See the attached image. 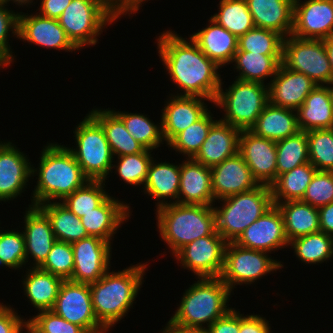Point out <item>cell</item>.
<instances>
[{
  "label": "cell",
  "instance_id": "6da1fadb",
  "mask_svg": "<svg viewBox=\"0 0 333 333\" xmlns=\"http://www.w3.org/2000/svg\"><path fill=\"white\" fill-rule=\"evenodd\" d=\"M166 30L157 38L159 57L170 79L183 92L179 96L201 97L214 103L221 86L219 66L190 38Z\"/></svg>",
  "mask_w": 333,
  "mask_h": 333
},
{
  "label": "cell",
  "instance_id": "7a4b0ae2",
  "mask_svg": "<svg viewBox=\"0 0 333 333\" xmlns=\"http://www.w3.org/2000/svg\"><path fill=\"white\" fill-rule=\"evenodd\" d=\"M40 155L38 168L32 165L31 175H37L38 180L29 206H38L50 200L54 202L55 199L61 202L89 181L73 153L65 145L48 143Z\"/></svg>",
  "mask_w": 333,
  "mask_h": 333
},
{
  "label": "cell",
  "instance_id": "3957f363",
  "mask_svg": "<svg viewBox=\"0 0 333 333\" xmlns=\"http://www.w3.org/2000/svg\"><path fill=\"white\" fill-rule=\"evenodd\" d=\"M146 266L147 262L118 272L108 270L98 281L89 284L95 316L105 329H111L133 307Z\"/></svg>",
  "mask_w": 333,
  "mask_h": 333
},
{
  "label": "cell",
  "instance_id": "277c9868",
  "mask_svg": "<svg viewBox=\"0 0 333 333\" xmlns=\"http://www.w3.org/2000/svg\"><path fill=\"white\" fill-rule=\"evenodd\" d=\"M197 279L199 280L190 285L182 295L180 306L178 305L174 315L167 322L169 326L208 328L232 309L228 307L231 290L220 277Z\"/></svg>",
  "mask_w": 333,
  "mask_h": 333
},
{
  "label": "cell",
  "instance_id": "5b68a950",
  "mask_svg": "<svg viewBox=\"0 0 333 333\" xmlns=\"http://www.w3.org/2000/svg\"><path fill=\"white\" fill-rule=\"evenodd\" d=\"M155 211L160 237L173 256L185 245L215 231L212 206L169 203Z\"/></svg>",
  "mask_w": 333,
  "mask_h": 333
},
{
  "label": "cell",
  "instance_id": "8992f818",
  "mask_svg": "<svg viewBox=\"0 0 333 333\" xmlns=\"http://www.w3.org/2000/svg\"><path fill=\"white\" fill-rule=\"evenodd\" d=\"M220 201L222 207L212 206L215 230L227 243L235 242L250 224L274 205L270 186L262 184Z\"/></svg>",
  "mask_w": 333,
  "mask_h": 333
},
{
  "label": "cell",
  "instance_id": "52a82bcc",
  "mask_svg": "<svg viewBox=\"0 0 333 333\" xmlns=\"http://www.w3.org/2000/svg\"><path fill=\"white\" fill-rule=\"evenodd\" d=\"M221 86L214 100L225 115L220 120L239 130H250L269 103L268 85L235 79L226 91Z\"/></svg>",
  "mask_w": 333,
  "mask_h": 333
},
{
  "label": "cell",
  "instance_id": "ba28073f",
  "mask_svg": "<svg viewBox=\"0 0 333 333\" xmlns=\"http://www.w3.org/2000/svg\"><path fill=\"white\" fill-rule=\"evenodd\" d=\"M121 15L105 0H72L58 18L67 37L80 50L96 45L106 25Z\"/></svg>",
  "mask_w": 333,
  "mask_h": 333
},
{
  "label": "cell",
  "instance_id": "9c48e42d",
  "mask_svg": "<svg viewBox=\"0 0 333 333\" xmlns=\"http://www.w3.org/2000/svg\"><path fill=\"white\" fill-rule=\"evenodd\" d=\"M73 132L76 147H70L69 150L81 166L83 174L89 180L106 181L110 172H113L112 163L115 159L102 126L87 114Z\"/></svg>",
  "mask_w": 333,
  "mask_h": 333
},
{
  "label": "cell",
  "instance_id": "30bf717a",
  "mask_svg": "<svg viewBox=\"0 0 333 333\" xmlns=\"http://www.w3.org/2000/svg\"><path fill=\"white\" fill-rule=\"evenodd\" d=\"M281 65L303 73L316 85H329L333 72L321 39H302L290 34L284 38Z\"/></svg>",
  "mask_w": 333,
  "mask_h": 333
},
{
  "label": "cell",
  "instance_id": "8fae6325",
  "mask_svg": "<svg viewBox=\"0 0 333 333\" xmlns=\"http://www.w3.org/2000/svg\"><path fill=\"white\" fill-rule=\"evenodd\" d=\"M283 267L281 261L271 258L268 252L243 248L230 242L225 247L224 266L220 279L232 292L236 284L251 285L267 273L270 274Z\"/></svg>",
  "mask_w": 333,
  "mask_h": 333
},
{
  "label": "cell",
  "instance_id": "7c38bea8",
  "mask_svg": "<svg viewBox=\"0 0 333 333\" xmlns=\"http://www.w3.org/2000/svg\"><path fill=\"white\" fill-rule=\"evenodd\" d=\"M226 244L225 239L215 230L211 235L185 245L174 256L182 268L191 270L198 278L220 277Z\"/></svg>",
  "mask_w": 333,
  "mask_h": 333
},
{
  "label": "cell",
  "instance_id": "4fadbf2b",
  "mask_svg": "<svg viewBox=\"0 0 333 333\" xmlns=\"http://www.w3.org/2000/svg\"><path fill=\"white\" fill-rule=\"evenodd\" d=\"M51 310L66 321L82 327L87 333L105 330L95 316L87 283L64 280Z\"/></svg>",
  "mask_w": 333,
  "mask_h": 333
},
{
  "label": "cell",
  "instance_id": "5bb4252c",
  "mask_svg": "<svg viewBox=\"0 0 333 333\" xmlns=\"http://www.w3.org/2000/svg\"><path fill=\"white\" fill-rule=\"evenodd\" d=\"M111 249L110 242L94 236L72 243L74 269L69 280L87 284L98 281L111 267Z\"/></svg>",
  "mask_w": 333,
  "mask_h": 333
},
{
  "label": "cell",
  "instance_id": "9a60e30c",
  "mask_svg": "<svg viewBox=\"0 0 333 333\" xmlns=\"http://www.w3.org/2000/svg\"><path fill=\"white\" fill-rule=\"evenodd\" d=\"M238 153L258 184L270 186L277 178L276 141L241 130Z\"/></svg>",
  "mask_w": 333,
  "mask_h": 333
},
{
  "label": "cell",
  "instance_id": "2e32d148",
  "mask_svg": "<svg viewBox=\"0 0 333 333\" xmlns=\"http://www.w3.org/2000/svg\"><path fill=\"white\" fill-rule=\"evenodd\" d=\"M235 244L268 253L289 246L284 230V220L277 205H273L260 218L250 224Z\"/></svg>",
  "mask_w": 333,
  "mask_h": 333
},
{
  "label": "cell",
  "instance_id": "e0dca14e",
  "mask_svg": "<svg viewBox=\"0 0 333 333\" xmlns=\"http://www.w3.org/2000/svg\"><path fill=\"white\" fill-rule=\"evenodd\" d=\"M291 34L302 39L330 37L333 34V0H294Z\"/></svg>",
  "mask_w": 333,
  "mask_h": 333
},
{
  "label": "cell",
  "instance_id": "ac0fdd59",
  "mask_svg": "<svg viewBox=\"0 0 333 333\" xmlns=\"http://www.w3.org/2000/svg\"><path fill=\"white\" fill-rule=\"evenodd\" d=\"M15 144L0 141V201H11L27 188L32 165Z\"/></svg>",
  "mask_w": 333,
  "mask_h": 333
},
{
  "label": "cell",
  "instance_id": "d6986e66",
  "mask_svg": "<svg viewBox=\"0 0 333 333\" xmlns=\"http://www.w3.org/2000/svg\"><path fill=\"white\" fill-rule=\"evenodd\" d=\"M18 39L58 51H79L67 37L58 19L41 16L38 12L34 15L19 12Z\"/></svg>",
  "mask_w": 333,
  "mask_h": 333
},
{
  "label": "cell",
  "instance_id": "ffe728a7",
  "mask_svg": "<svg viewBox=\"0 0 333 333\" xmlns=\"http://www.w3.org/2000/svg\"><path fill=\"white\" fill-rule=\"evenodd\" d=\"M268 84L269 103L297 111L308 94L317 86L303 73L279 66L275 76Z\"/></svg>",
  "mask_w": 333,
  "mask_h": 333
},
{
  "label": "cell",
  "instance_id": "44dd1931",
  "mask_svg": "<svg viewBox=\"0 0 333 333\" xmlns=\"http://www.w3.org/2000/svg\"><path fill=\"white\" fill-rule=\"evenodd\" d=\"M212 192L221 200L254 189L259 184L239 153L211 168Z\"/></svg>",
  "mask_w": 333,
  "mask_h": 333
},
{
  "label": "cell",
  "instance_id": "7402d4cb",
  "mask_svg": "<svg viewBox=\"0 0 333 333\" xmlns=\"http://www.w3.org/2000/svg\"><path fill=\"white\" fill-rule=\"evenodd\" d=\"M205 100L209 101L201 97L171 94L161 116L162 134L166 144L208 111Z\"/></svg>",
  "mask_w": 333,
  "mask_h": 333
},
{
  "label": "cell",
  "instance_id": "603a6c76",
  "mask_svg": "<svg viewBox=\"0 0 333 333\" xmlns=\"http://www.w3.org/2000/svg\"><path fill=\"white\" fill-rule=\"evenodd\" d=\"M23 218L26 263L32 257L31 267H40L56 242V237L49 218L38 206H29Z\"/></svg>",
  "mask_w": 333,
  "mask_h": 333
},
{
  "label": "cell",
  "instance_id": "cb8c5ba5",
  "mask_svg": "<svg viewBox=\"0 0 333 333\" xmlns=\"http://www.w3.org/2000/svg\"><path fill=\"white\" fill-rule=\"evenodd\" d=\"M214 202L211 168L194 158H186L180 164L178 203L214 206Z\"/></svg>",
  "mask_w": 333,
  "mask_h": 333
},
{
  "label": "cell",
  "instance_id": "d4e9b609",
  "mask_svg": "<svg viewBox=\"0 0 333 333\" xmlns=\"http://www.w3.org/2000/svg\"><path fill=\"white\" fill-rule=\"evenodd\" d=\"M130 209L129 204L109 195L98 207L81 217L82 225L89 236L111 243L113 234L131 216Z\"/></svg>",
  "mask_w": 333,
  "mask_h": 333
},
{
  "label": "cell",
  "instance_id": "484cf974",
  "mask_svg": "<svg viewBox=\"0 0 333 333\" xmlns=\"http://www.w3.org/2000/svg\"><path fill=\"white\" fill-rule=\"evenodd\" d=\"M241 130L220 119L211 127L194 159L212 168L238 153Z\"/></svg>",
  "mask_w": 333,
  "mask_h": 333
},
{
  "label": "cell",
  "instance_id": "4316f807",
  "mask_svg": "<svg viewBox=\"0 0 333 333\" xmlns=\"http://www.w3.org/2000/svg\"><path fill=\"white\" fill-rule=\"evenodd\" d=\"M209 25L190 35L198 48L219 67L232 63L238 50V38L214 21L211 17Z\"/></svg>",
  "mask_w": 333,
  "mask_h": 333
},
{
  "label": "cell",
  "instance_id": "83f0119b",
  "mask_svg": "<svg viewBox=\"0 0 333 333\" xmlns=\"http://www.w3.org/2000/svg\"><path fill=\"white\" fill-rule=\"evenodd\" d=\"M255 27L269 29L284 38L293 30L294 0H245Z\"/></svg>",
  "mask_w": 333,
  "mask_h": 333
},
{
  "label": "cell",
  "instance_id": "f1b7e54d",
  "mask_svg": "<svg viewBox=\"0 0 333 333\" xmlns=\"http://www.w3.org/2000/svg\"><path fill=\"white\" fill-rule=\"evenodd\" d=\"M300 131L333 128V101L329 85H317L297 110Z\"/></svg>",
  "mask_w": 333,
  "mask_h": 333
},
{
  "label": "cell",
  "instance_id": "f546056e",
  "mask_svg": "<svg viewBox=\"0 0 333 333\" xmlns=\"http://www.w3.org/2000/svg\"><path fill=\"white\" fill-rule=\"evenodd\" d=\"M179 187L180 163L175 165L166 161L160 163L151 161L142 189L144 194H148L157 201L156 209L169 203H178ZM168 199L172 202L171 200L168 202Z\"/></svg>",
  "mask_w": 333,
  "mask_h": 333
},
{
  "label": "cell",
  "instance_id": "4dcf8cb0",
  "mask_svg": "<svg viewBox=\"0 0 333 333\" xmlns=\"http://www.w3.org/2000/svg\"><path fill=\"white\" fill-rule=\"evenodd\" d=\"M250 131L256 136L273 141L294 136L300 131L297 111L268 103Z\"/></svg>",
  "mask_w": 333,
  "mask_h": 333
},
{
  "label": "cell",
  "instance_id": "1f68e13d",
  "mask_svg": "<svg viewBox=\"0 0 333 333\" xmlns=\"http://www.w3.org/2000/svg\"><path fill=\"white\" fill-rule=\"evenodd\" d=\"M27 270L25 279L21 281L24 295L38 311L51 310L64 280L39 267H30Z\"/></svg>",
  "mask_w": 333,
  "mask_h": 333
},
{
  "label": "cell",
  "instance_id": "d6a6232c",
  "mask_svg": "<svg viewBox=\"0 0 333 333\" xmlns=\"http://www.w3.org/2000/svg\"><path fill=\"white\" fill-rule=\"evenodd\" d=\"M89 114L102 126L114 156L141 153L145 148L127 131L123 121L110 109H92Z\"/></svg>",
  "mask_w": 333,
  "mask_h": 333
},
{
  "label": "cell",
  "instance_id": "836d02e7",
  "mask_svg": "<svg viewBox=\"0 0 333 333\" xmlns=\"http://www.w3.org/2000/svg\"><path fill=\"white\" fill-rule=\"evenodd\" d=\"M284 220V230L290 242L297 237L320 231L319 210L301 200L274 203Z\"/></svg>",
  "mask_w": 333,
  "mask_h": 333
},
{
  "label": "cell",
  "instance_id": "e575fe53",
  "mask_svg": "<svg viewBox=\"0 0 333 333\" xmlns=\"http://www.w3.org/2000/svg\"><path fill=\"white\" fill-rule=\"evenodd\" d=\"M281 59L282 55H263L237 50L232 61L235 63L234 69L239 72L236 79L264 84L265 79L275 76Z\"/></svg>",
  "mask_w": 333,
  "mask_h": 333
},
{
  "label": "cell",
  "instance_id": "d590c367",
  "mask_svg": "<svg viewBox=\"0 0 333 333\" xmlns=\"http://www.w3.org/2000/svg\"><path fill=\"white\" fill-rule=\"evenodd\" d=\"M50 220L57 241L74 243L88 237L81 218L77 217L61 202H47L38 205Z\"/></svg>",
  "mask_w": 333,
  "mask_h": 333
},
{
  "label": "cell",
  "instance_id": "8d00e7d4",
  "mask_svg": "<svg viewBox=\"0 0 333 333\" xmlns=\"http://www.w3.org/2000/svg\"><path fill=\"white\" fill-rule=\"evenodd\" d=\"M316 171L309 162L277 176L270 185L273 203L302 200Z\"/></svg>",
  "mask_w": 333,
  "mask_h": 333
},
{
  "label": "cell",
  "instance_id": "74e56055",
  "mask_svg": "<svg viewBox=\"0 0 333 333\" xmlns=\"http://www.w3.org/2000/svg\"><path fill=\"white\" fill-rule=\"evenodd\" d=\"M289 245L299 261L305 264H321L333 256V236L322 231L297 237Z\"/></svg>",
  "mask_w": 333,
  "mask_h": 333
},
{
  "label": "cell",
  "instance_id": "f35d334b",
  "mask_svg": "<svg viewBox=\"0 0 333 333\" xmlns=\"http://www.w3.org/2000/svg\"><path fill=\"white\" fill-rule=\"evenodd\" d=\"M219 12L211 18L237 38L255 27L245 0H220Z\"/></svg>",
  "mask_w": 333,
  "mask_h": 333
},
{
  "label": "cell",
  "instance_id": "ab89813d",
  "mask_svg": "<svg viewBox=\"0 0 333 333\" xmlns=\"http://www.w3.org/2000/svg\"><path fill=\"white\" fill-rule=\"evenodd\" d=\"M124 123L127 131L145 149L153 151L164 144L162 125L154 124L145 114L112 110Z\"/></svg>",
  "mask_w": 333,
  "mask_h": 333
},
{
  "label": "cell",
  "instance_id": "60d3db41",
  "mask_svg": "<svg viewBox=\"0 0 333 333\" xmlns=\"http://www.w3.org/2000/svg\"><path fill=\"white\" fill-rule=\"evenodd\" d=\"M211 111H207L200 119L178 133L168 144L175 152L183 153L186 158H194L200 151L211 127L218 121L213 120Z\"/></svg>",
  "mask_w": 333,
  "mask_h": 333
},
{
  "label": "cell",
  "instance_id": "b9f144b4",
  "mask_svg": "<svg viewBox=\"0 0 333 333\" xmlns=\"http://www.w3.org/2000/svg\"><path fill=\"white\" fill-rule=\"evenodd\" d=\"M277 176L309 163L308 139L305 131L276 141Z\"/></svg>",
  "mask_w": 333,
  "mask_h": 333
},
{
  "label": "cell",
  "instance_id": "7bdbcfd3",
  "mask_svg": "<svg viewBox=\"0 0 333 333\" xmlns=\"http://www.w3.org/2000/svg\"><path fill=\"white\" fill-rule=\"evenodd\" d=\"M105 182L89 180L72 194L67 195L61 203L81 218L98 207L109 196V193L104 189Z\"/></svg>",
  "mask_w": 333,
  "mask_h": 333
},
{
  "label": "cell",
  "instance_id": "ee69618b",
  "mask_svg": "<svg viewBox=\"0 0 333 333\" xmlns=\"http://www.w3.org/2000/svg\"><path fill=\"white\" fill-rule=\"evenodd\" d=\"M284 37L272 30L254 27L238 38V50L263 55H282Z\"/></svg>",
  "mask_w": 333,
  "mask_h": 333
},
{
  "label": "cell",
  "instance_id": "f6af8a7d",
  "mask_svg": "<svg viewBox=\"0 0 333 333\" xmlns=\"http://www.w3.org/2000/svg\"><path fill=\"white\" fill-rule=\"evenodd\" d=\"M309 162L317 171L333 172V128L306 131Z\"/></svg>",
  "mask_w": 333,
  "mask_h": 333
},
{
  "label": "cell",
  "instance_id": "bcb514c9",
  "mask_svg": "<svg viewBox=\"0 0 333 333\" xmlns=\"http://www.w3.org/2000/svg\"><path fill=\"white\" fill-rule=\"evenodd\" d=\"M152 151L145 149L141 153L118 156L117 165H112V169L116 168L120 179L125 183L135 186L145 184L147 179L148 169L151 161L154 159L150 154Z\"/></svg>",
  "mask_w": 333,
  "mask_h": 333
},
{
  "label": "cell",
  "instance_id": "7dc6e473",
  "mask_svg": "<svg viewBox=\"0 0 333 333\" xmlns=\"http://www.w3.org/2000/svg\"><path fill=\"white\" fill-rule=\"evenodd\" d=\"M25 247L23 231L0 230V266L15 270L26 266Z\"/></svg>",
  "mask_w": 333,
  "mask_h": 333
},
{
  "label": "cell",
  "instance_id": "c3c4849f",
  "mask_svg": "<svg viewBox=\"0 0 333 333\" xmlns=\"http://www.w3.org/2000/svg\"><path fill=\"white\" fill-rule=\"evenodd\" d=\"M39 268L63 280H69L74 269L72 244L56 240L45 262Z\"/></svg>",
  "mask_w": 333,
  "mask_h": 333
},
{
  "label": "cell",
  "instance_id": "681fc988",
  "mask_svg": "<svg viewBox=\"0 0 333 333\" xmlns=\"http://www.w3.org/2000/svg\"><path fill=\"white\" fill-rule=\"evenodd\" d=\"M301 201L316 208L333 202V172L316 171Z\"/></svg>",
  "mask_w": 333,
  "mask_h": 333
},
{
  "label": "cell",
  "instance_id": "f907efd6",
  "mask_svg": "<svg viewBox=\"0 0 333 333\" xmlns=\"http://www.w3.org/2000/svg\"><path fill=\"white\" fill-rule=\"evenodd\" d=\"M5 3L0 2V62L6 67L11 66L14 57L10 48L8 36L12 31L13 36L18 38L19 13L7 9Z\"/></svg>",
  "mask_w": 333,
  "mask_h": 333
},
{
  "label": "cell",
  "instance_id": "816d5d0a",
  "mask_svg": "<svg viewBox=\"0 0 333 333\" xmlns=\"http://www.w3.org/2000/svg\"><path fill=\"white\" fill-rule=\"evenodd\" d=\"M28 320L42 333H87L82 327L66 321L52 310L39 311Z\"/></svg>",
  "mask_w": 333,
  "mask_h": 333
},
{
  "label": "cell",
  "instance_id": "f5cc1de1",
  "mask_svg": "<svg viewBox=\"0 0 333 333\" xmlns=\"http://www.w3.org/2000/svg\"><path fill=\"white\" fill-rule=\"evenodd\" d=\"M25 321L10 305L0 303V333H20Z\"/></svg>",
  "mask_w": 333,
  "mask_h": 333
},
{
  "label": "cell",
  "instance_id": "db71d44e",
  "mask_svg": "<svg viewBox=\"0 0 333 333\" xmlns=\"http://www.w3.org/2000/svg\"><path fill=\"white\" fill-rule=\"evenodd\" d=\"M206 329L208 333H239L240 312L232 308L225 316L217 319Z\"/></svg>",
  "mask_w": 333,
  "mask_h": 333
},
{
  "label": "cell",
  "instance_id": "11a10c76",
  "mask_svg": "<svg viewBox=\"0 0 333 333\" xmlns=\"http://www.w3.org/2000/svg\"><path fill=\"white\" fill-rule=\"evenodd\" d=\"M269 321L260 315H246L240 314V330L239 333H269L271 326Z\"/></svg>",
  "mask_w": 333,
  "mask_h": 333
},
{
  "label": "cell",
  "instance_id": "9f6ffc18",
  "mask_svg": "<svg viewBox=\"0 0 333 333\" xmlns=\"http://www.w3.org/2000/svg\"><path fill=\"white\" fill-rule=\"evenodd\" d=\"M39 15L58 19L72 0H40Z\"/></svg>",
  "mask_w": 333,
  "mask_h": 333
},
{
  "label": "cell",
  "instance_id": "6f0895ef",
  "mask_svg": "<svg viewBox=\"0 0 333 333\" xmlns=\"http://www.w3.org/2000/svg\"><path fill=\"white\" fill-rule=\"evenodd\" d=\"M318 210L320 231L333 236V202L319 207Z\"/></svg>",
  "mask_w": 333,
  "mask_h": 333
},
{
  "label": "cell",
  "instance_id": "680465c9",
  "mask_svg": "<svg viewBox=\"0 0 333 333\" xmlns=\"http://www.w3.org/2000/svg\"><path fill=\"white\" fill-rule=\"evenodd\" d=\"M162 333H208L206 328L198 329V328H183L176 326H169L166 324L165 328H163Z\"/></svg>",
  "mask_w": 333,
  "mask_h": 333
},
{
  "label": "cell",
  "instance_id": "91938a15",
  "mask_svg": "<svg viewBox=\"0 0 333 333\" xmlns=\"http://www.w3.org/2000/svg\"><path fill=\"white\" fill-rule=\"evenodd\" d=\"M121 16L128 14V0H105Z\"/></svg>",
  "mask_w": 333,
  "mask_h": 333
},
{
  "label": "cell",
  "instance_id": "94428289",
  "mask_svg": "<svg viewBox=\"0 0 333 333\" xmlns=\"http://www.w3.org/2000/svg\"><path fill=\"white\" fill-rule=\"evenodd\" d=\"M326 51H327V55H328V59L331 65V69L333 72V34L328 37L323 39Z\"/></svg>",
  "mask_w": 333,
  "mask_h": 333
},
{
  "label": "cell",
  "instance_id": "6125c7cd",
  "mask_svg": "<svg viewBox=\"0 0 333 333\" xmlns=\"http://www.w3.org/2000/svg\"><path fill=\"white\" fill-rule=\"evenodd\" d=\"M147 0H128V14H136V12L140 9L142 3ZM149 1V0H148Z\"/></svg>",
  "mask_w": 333,
  "mask_h": 333
},
{
  "label": "cell",
  "instance_id": "be15d7a7",
  "mask_svg": "<svg viewBox=\"0 0 333 333\" xmlns=\"http://www.w3.org/2000/svg\"><path fill=\"white\" fill-rule=\"evenodd\" d=\"M27 330L24 333H42L40 332L28 319L27 321H25V323L23 324L20 333H23V330Z\"/></svg>",
  "mask_w": 333,
  "mask_h": 333
},
{
  "label": "cell",
  "instance_id": "e7e4bbea",
  "mask_svg": "<svg viewBox=\"0 0 333 333\" xmlns=\"http://www.w3.org/2000/svg\"><path fill=\"white\" fill-rule=\"evenodd\" d=\"M13 2V3H15V5H18V6H28V5H32V3H33V1L34 0H0V2H2V3H5V4H9V2Z\"/></svg>",
  "mask_w": 333,
  "mask_h": 333
},
{
  "label": "cell",
  "instance_id": "03108f58",
  "mask_svg": "<svg viewBox=\"0 0 333 333\" xmlns=\"http://www.w3.org/2000/svg\"><path fill=\"white\" fill-rule=\"evenodd\" d=\"M329 88H330V92H331V96H332V101H333V81L329 84Z\"/></svg>",
  "mask_w": 333,
  "mask_h": 333
},
{
  "label": "cell",
  "instance_id": "003e7915",
  "mask_svg": "<svg viewBox=\"0 0 333 333\" xmlns=\"http://www.w3.org/2000/svg\"><path fill=\"white\" fill-rule=\"evenodd\" d=\"M110 329H105L103 331L97 332V333H107Z\"/></svg>",
  "mask_w": 333,
  "mask_h": 333
},
{
  "label": "cell",
  "instance_id": "a7ac6f4b",
  "mask_svg": "<svg viewBox=\"0 0 333 333\" xmlns=\"http://www.w3.org/2000/svg\"><path fill=\"white\" fill-rule=\"evenodd\" d=\"M5 66L0 62V68H4Z\"/></svg>",
  "mask_w": 333,
  "mask_h": 333
}]
</instances>
